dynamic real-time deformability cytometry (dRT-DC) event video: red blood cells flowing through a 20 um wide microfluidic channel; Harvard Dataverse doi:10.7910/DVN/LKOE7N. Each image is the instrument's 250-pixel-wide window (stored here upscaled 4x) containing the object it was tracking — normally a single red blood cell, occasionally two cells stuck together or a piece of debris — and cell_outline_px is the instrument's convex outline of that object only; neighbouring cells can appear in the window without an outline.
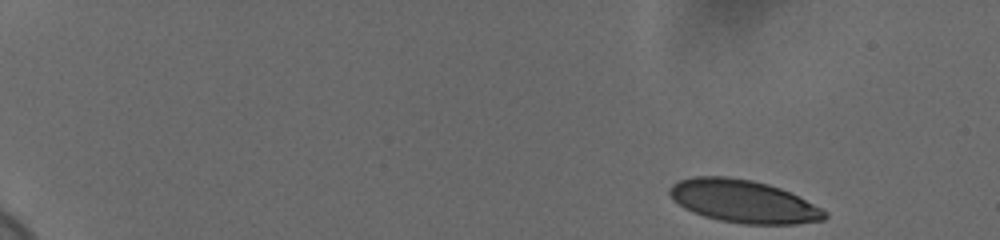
{"species": "human", "species_latin": "Homo sapiens", "temperature_condition": "cold", "stored_images_in_passage": 52, "camera_frame_rate_fps": 3000, "um_per_image_px": 0.085, "donor": {"sex": "female"}, "frame": {"image": 1, "passage_image": 1, "time_ms": 0.0, "image_size_px": [1000, 240], "cell_outline_px": [[828, 216], [824, 220], [796, 224], [744, 224], [720, 220], [704, 216], [684, 208], [668, 192], [668, 188], [672, 184], [680, 180], [692, 176], [728, 176], [752, 180], [768, 184], [780, 188], [828, 212]], "centroid_in_image_um": [63.18, 17.11], "position_along_channel_um": 21.8, "area_um2": 38.32}}
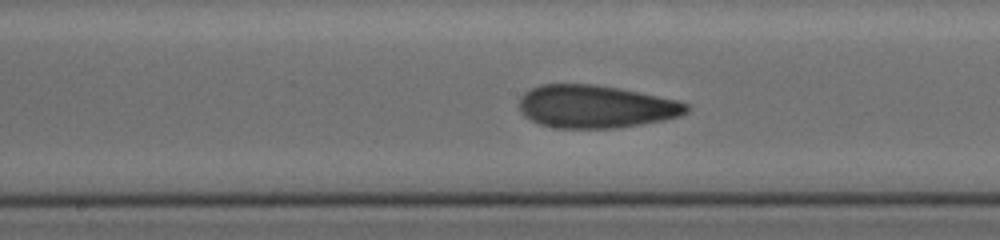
{"frame": {"image": 2, "passage_image": 28, "time_ms": 9.0, "image_size_px": [1000, 240], "cell_outline_px": [[692, 108], [688, 112], [680, 116], [664, 120], [616, 128], [556, 128], [540, 124], [524, 116], [520, 112], [520, 96], [524, 92], [540, 84], [596, 84], [620, 88], [676, 100], [688, 104]], "centroid_in_image_um": [50.63, 9.05], "position_along_channel_um": 197.6, "area_um2": 41.91}}
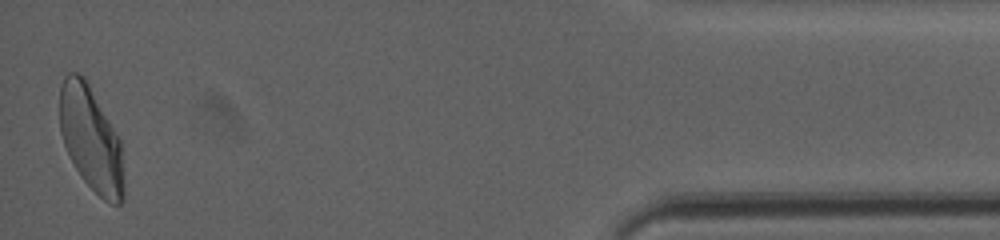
{"frame": {"image": 3, "passage_image": 52, "time_ms": 17.0, "image_size_px": [1000, 240], "cell_outline_px": [[124, 200], [120, 204], [108, 204], [80, 176], [64, 144], [60, 132], [60, 88], [64, 76], [68, 72], [76, 72], [84, 76], [120, 140], [124, 176]], "centroid_in_image_um": [7.74, 11.83], "position_along_channel_um": 427.5, "area_um2": 38.84}, "authors_computed_cell_mechanics": {"area_um2": 40.0843, "velocity_mm_per_s": 3.6538, "shape_relaxation_time_tau1_ms": 6.3808, "shape_relaxation_time_tau2_ms": 1.512, "deformation_change_tau1": 0.1878, "deformation_change_tau2": 0.082}}